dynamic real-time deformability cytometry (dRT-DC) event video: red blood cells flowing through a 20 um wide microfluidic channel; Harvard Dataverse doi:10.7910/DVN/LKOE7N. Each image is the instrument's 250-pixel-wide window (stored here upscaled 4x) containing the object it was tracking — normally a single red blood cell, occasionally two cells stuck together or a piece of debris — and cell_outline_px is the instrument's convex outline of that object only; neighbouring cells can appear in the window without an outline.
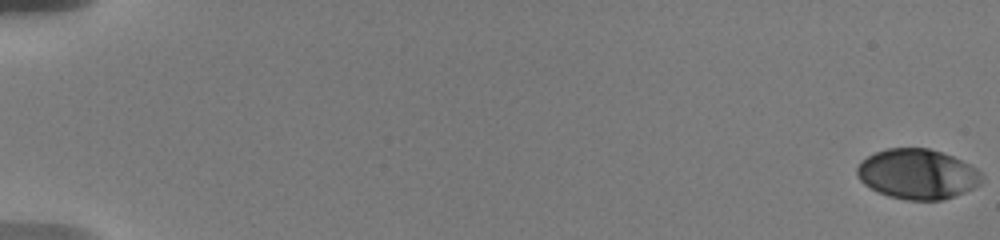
{"species": "human", "species_latin": "Homo sapiens", "temperature_condition": "warm", "stored_images_in_passage": 83, "camera_frame_rate_fps": 3000, "um_per_image_px": 0.085, "donor": {"sex": "male"}, "frame": {"image": 1, "passage_image": 1, "time_ms": 0.0, "image_size_px": [1000, 240], "cell_outline_px": [[984, 180], [980, 184], [964, 192], [944, 200], [904, 200], [888, 196], [864, 184], [860, 180], [856, 172], [856, 168], [860, 160], [876, 152], [888, 148], [928, 148], [952, 156], [976, 168], [980, 172]], "centroid_in_image_um": [77.97, 14.8], "position_along_channel_um": 7.0, "area_um2": 36.3}}
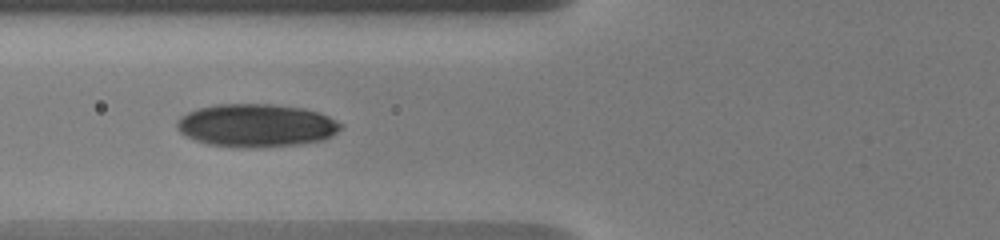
{"frame": {"image": 2, "passage_image": 31, "time_ms": 8.0, "image_size_px": [1000, 240], "cell_outline_px": [[344, 124], [332, 136], [320, 140], [300, 144], [260, 148], [236, 148], [208, 144], [196, 140], [180, 132], [176, 128], [176, 120], [180, 116], [196, 108], [216, 104], [272, 104], [304, 108], [320, 112]], "centroid_in_image_um": [21.77, 10.66], "position_along_channel_um": 104.0, "area_um2": 41.5}}
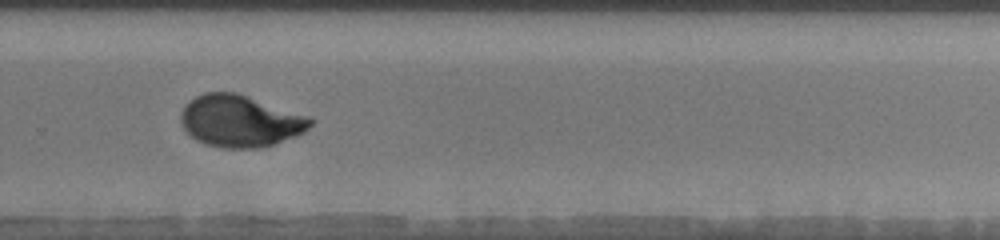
{"frame": {"image": 3, "passage_image": 54, "time_ms": 13.667, "image_size_px": [1000, 240], "cell_outline_px": [[316, 120], [304, 132], [296, 136], [260, 148], [224, 148], [204, 144], [196, 140], [184, 128], [180, 120], [180, 112], [184, 104], [188, 100], [204, 92], [236, 92], [308, 116]], "centroid_in_image_um": [20.39, 10.28], "position_along_channel_um": 309.4, "area_um2": 39.25}, "authors_computed_cell_mechanics": {"area_um2": 38.148, "velocity_mm_per_s": 3.6385, "shape_relaxation_time_tau1_ms": 4.8799, "shape_relaxation_time_tau2_ms": 0.8154, "deformation_change_tau1": 0.1839, "deformation_change_tau2": 0.047}}